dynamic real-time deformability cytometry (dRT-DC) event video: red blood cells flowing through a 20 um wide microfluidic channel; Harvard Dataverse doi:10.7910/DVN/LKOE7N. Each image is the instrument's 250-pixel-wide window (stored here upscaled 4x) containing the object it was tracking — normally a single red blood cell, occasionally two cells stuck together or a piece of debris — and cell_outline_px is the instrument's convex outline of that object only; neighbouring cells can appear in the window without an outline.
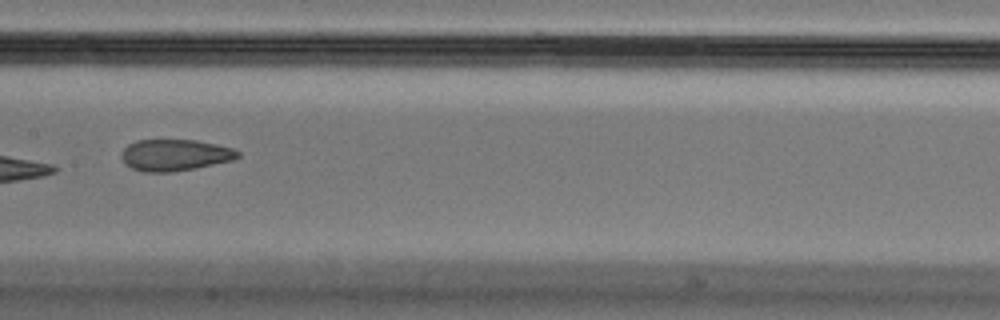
{"species": "Egyptian fruit bat (a non-hibernating species)", "species_latin": "Rousettus aegyptiacus", "temperature_condition": "cold", "stored_images_in_passage": 8, "camera_frame_rate_fps": 3000, "um_per_image_px": 0.085, "animal": {"sex": "male"}, "frame": {"image": 1, "passage_image": 8, "time_ms": 2.333, "image_size_px": [1000, 320], "cell_outline_px": [[240, 156], [236, 160], [196, 168], [172, 172], [144, 172], [132, 168], [124, 164], [120, 156], [120, 152], [128, 144], [136, 140], [196, 140], [216, 144], [232, 148], [240, 152]], "centroid_in_image_um": [14.86, 13.18], "position_along_channel_um": 192.5, "area_um2": 21.68}}